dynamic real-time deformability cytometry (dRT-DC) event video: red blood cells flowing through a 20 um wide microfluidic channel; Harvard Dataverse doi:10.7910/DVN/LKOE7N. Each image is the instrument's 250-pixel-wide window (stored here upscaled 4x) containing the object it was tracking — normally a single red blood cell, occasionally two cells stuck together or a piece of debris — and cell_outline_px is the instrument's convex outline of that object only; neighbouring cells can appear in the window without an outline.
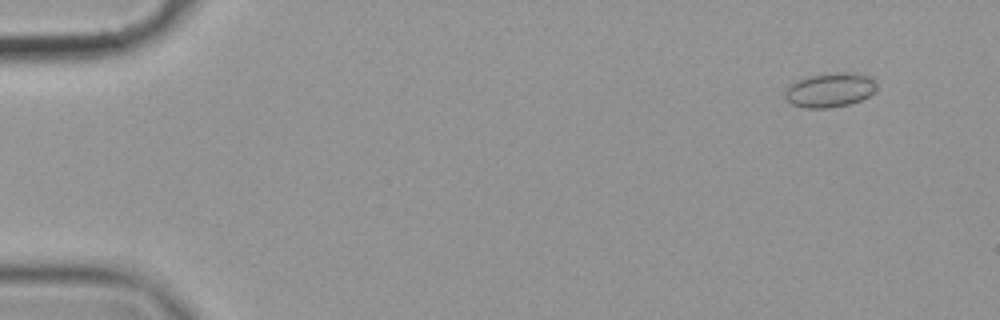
{"species": "common noctule bat (a hibernating species)", "species_latin": "Nyctalus noctula", "temperature_condition": "cold", "stored_images_in_passage": 58, "segment_of_instrument_passage": [1, 2], "camera_frame_rate_fps": 3000, "um_per_image_px": 0.085, "animal": {"sex": "female", "body_mass_g": 19.9}, "frame": {"image": 1, "passage_image": 5, "time_ms": 1.333, "image_size_px": [1000, 320], "cell_outline_px": [[876, 92], [860, 100], [848, 104], [828, 108], [804, 108], [792, 104], [784, 96], [784, 88], [788, 84], [796, 80], [808, 76], [840, 72], [848, 72], [872, 76], [876, 80]], "centroid_in_image_um": [70.53, 7.64], "position_along_channel_um": 14.5, "area_um2": 18.61}}
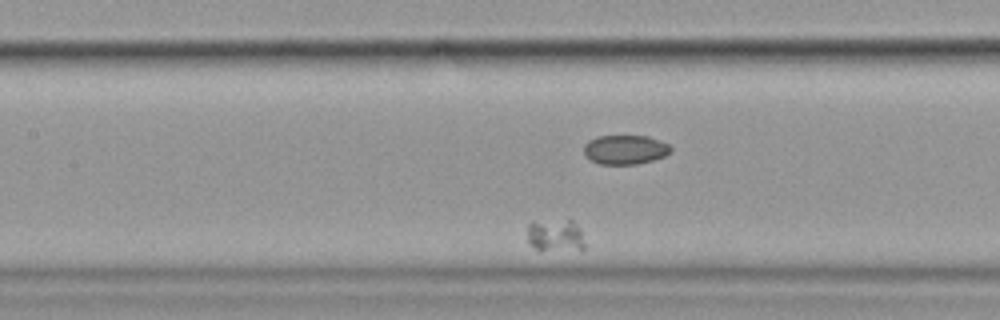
{"frame": {"image": 2, "passage_image": 27, "time_ms": 8.667, "image_size_px": [1000, 320], "cell_outline_px": [[584, 248], [540, 252], [528, 244], [528, 224], [532, 220], [572, 220], [580, 228], [584, 244]], "centroid_in_image_um": [47.14, 20.01], "position_along_channel_um": 160.3, "area_um2": 11.21}}
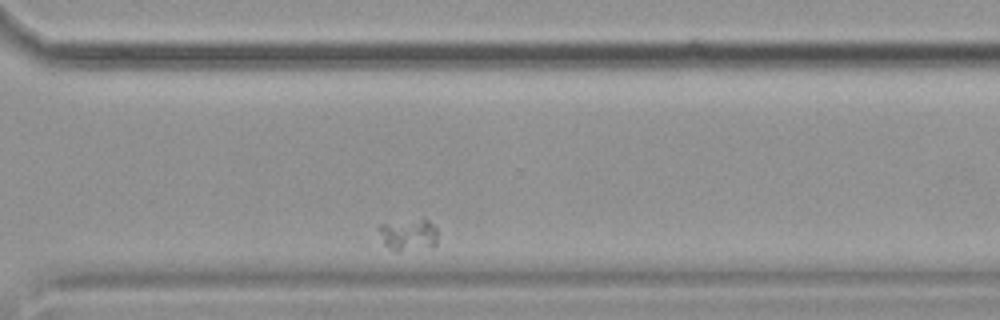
{"frame": {"image": 3, "passage_image": 46, "time_ms": 15.0, "image_size_px": [1000, 320], "cell_outline_px": [[436, 244], [432, 248], [400, 252], [392, 252], [384, 244], [376, 228], [380, 224], [420, 220], [428, 220], [436, 228]], "centroid_in_image_um": [34.69, 20.02], "position_along_channel_um": 335.9, "area_um2": 11.1}}